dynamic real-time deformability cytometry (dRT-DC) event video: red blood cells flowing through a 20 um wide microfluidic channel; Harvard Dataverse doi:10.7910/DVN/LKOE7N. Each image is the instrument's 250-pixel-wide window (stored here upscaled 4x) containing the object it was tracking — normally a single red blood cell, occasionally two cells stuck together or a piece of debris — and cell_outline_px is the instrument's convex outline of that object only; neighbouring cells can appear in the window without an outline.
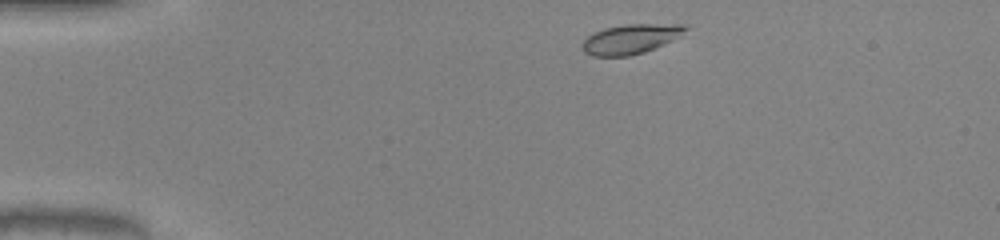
{"species": "common noctule bat (a hibernating species)", "species_latin": "Nyctalus noctula", "temperature_condition": "warm", "stored_images_in_passage": 43, "camera_frame_rate_fps": 3000, "um_per_image_px": 0.085, "animal": {"sex": "male", "body_mass_g": 20.0, "forearm_length_mm": 53.3}, "frame": {"image": 1, "passage_image": 2, "time_ms": 0.333, "image_size_px": [1000, 240], "cell_outline_px": [[688, 28], [680, 36], [672, 40], [644, 52], [628, 56], [592, 56], [584, 52], [584, 40], [588, 36], [604, 28], [628, 24], [680, 24]], "centroid_in_image_um": [53.61, 3.31], "position_along_channel_um": 31.4, "area_um2": 17.46}}
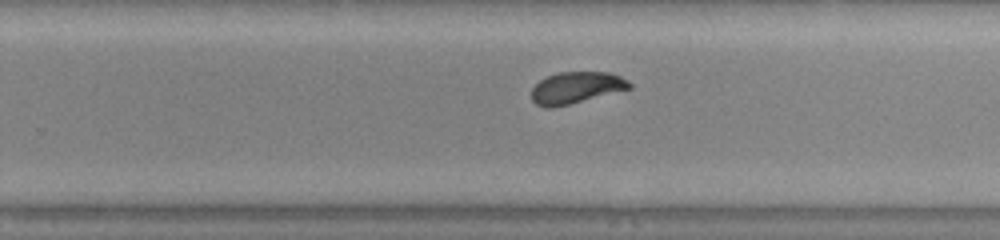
{"frame": {"image": 2, "passage_image": 25, "time_ms": 8.0, "image_size_px": [1000, 240], "cell_outline_px": [[632, 88], [552, 108], [544, 108], [536, 104], [532, 100], [532, 88], [540, 80], [548, 76], [560, 72], [608, 72], [620, 76], [628, 80], [632, 84]], "centroid_in_image_um": [48.97, 7.45], "position_along_channel_um": 280.8, "area_um2": 17.92}}
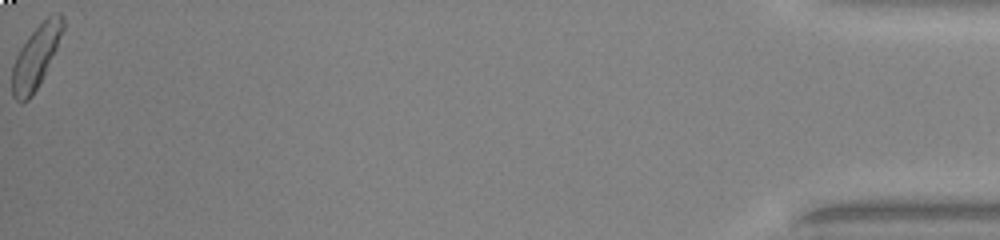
{"frame": {"image": 3, "passage_image": 43, "time_ms": 14.0, "image_size_px": [1000, 240], "cell_outline_px": [[64, 28], [56, 48], [32, 96], [28, 100], [20, 104], [12, 96], [12, 68], [16, 56], [20, 48], [28, 36], [52, 12], [60, 12], [64, 20]], "centroid_in_image_um": [3.03, 4.82], "position_along_channel_um": 432.2, "area_um2": 18.15}, "authors_computed_cell_mechanics": {"area_um2": 18.2648, "velocity_mm_per_s": 4.1019, "shape_relaxation_time_tau1_ms": 2.2237, "shape_relaxation_time_tau2_ms": 0.9566, "deformation_change_tau1": 0.145, "deformation_change_tau2": 0.0465}}